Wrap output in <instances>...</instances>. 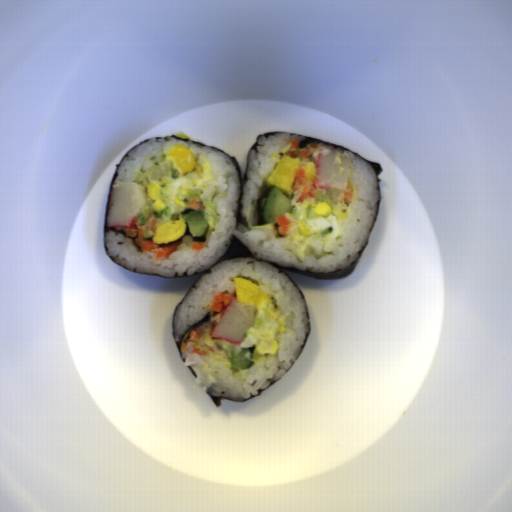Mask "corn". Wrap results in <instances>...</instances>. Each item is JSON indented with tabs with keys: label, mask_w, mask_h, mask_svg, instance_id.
Instances as JSON below:
<instances>
[{
	"label": "corn",
	"mask_w": 512,
	"mask_h": 512,
	"mask_svg": "<svg viewBox=\"0 0 512 512\" xmlns=\"http://www.w3.org/2000/svg\"><path fill=\"white\" fill-rule=\"evenodd\" d=\"M165 158L172 162L181 174L191 173L195 168L196 157L186 145L174 146Z\"/></svg>",
	"instance_id": "obj_1"
},
{
	"label": "corn",
	"mask_w": 512,
	"mask_h": 512,
	"mask_svg": "<svg viewBox=\"0 0 512 512\" xmlns=\"http://www.w3.org/2000/svg\"><path fill=\"white\" fill-rule=\"evenodd\" d=\"M313 210H314L315 215L322 217V218H326V217L330 216L332 208L327 202L321 201L316 204V206L313 208Z\"/></svg>",
	"instance_id": "obj_2"
}]
</instances>
